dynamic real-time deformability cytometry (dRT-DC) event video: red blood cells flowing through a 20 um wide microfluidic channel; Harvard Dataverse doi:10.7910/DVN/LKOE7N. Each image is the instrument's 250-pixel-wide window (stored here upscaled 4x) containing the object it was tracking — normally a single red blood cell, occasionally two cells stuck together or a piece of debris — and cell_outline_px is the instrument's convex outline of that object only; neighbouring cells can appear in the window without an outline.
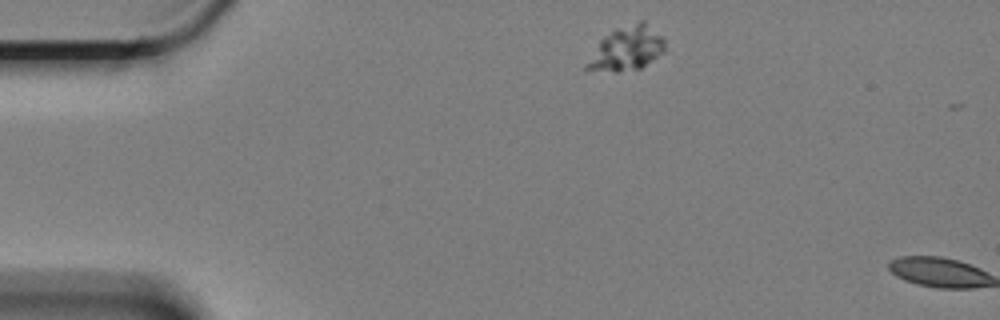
{"species": "Egyptian fruit bat (a non-hibernating species)", "species_latin": "Rousettus aegyptiacus", "temperature_condition": "cold", "stored_images_in_passage": 3, "camera_frame_rate_fps": 3000, "um_per_image_px": 0.085, "animal": {"sex": "female"}, "frame": {"image": 1, "passage_image": 2, "time_ms": 0.333, "image_size_px": [1000, 320], "cell_outline_px": [[664, 52], [640, 68], [616, 72], [584, 68], [584, 64], [600, 40], [604, 36], [616, 28], [640, 20], [644, 20], [664, 40]], "centroid_in_image_um": [53.24, 4.12], "position_along_channel_um": 31.8, "area_um2": 19.77}}